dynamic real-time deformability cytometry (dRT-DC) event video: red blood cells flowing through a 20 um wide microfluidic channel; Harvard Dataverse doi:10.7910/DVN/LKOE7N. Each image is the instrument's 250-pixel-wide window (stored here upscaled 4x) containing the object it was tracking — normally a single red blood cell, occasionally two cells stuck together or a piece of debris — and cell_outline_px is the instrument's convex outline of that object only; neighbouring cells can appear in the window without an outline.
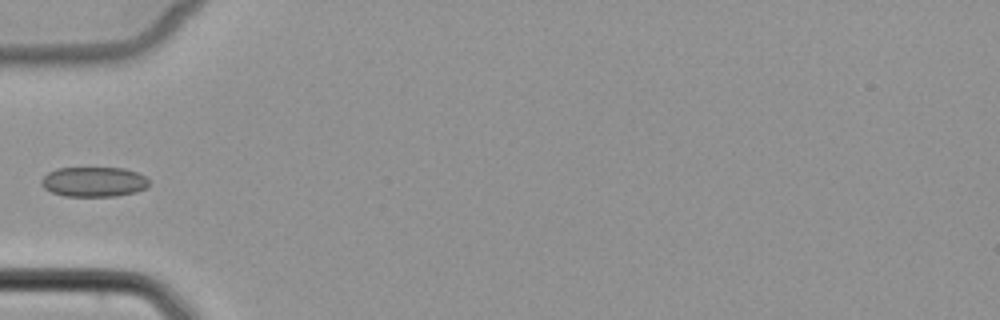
{"species": "common noctule bat (a hibernating species)", "species_latin": "Nyctalus noctula", "temperature_condition": "cold", "stored_images_in_passage": 4, "camera_frame_rate_fps": 3000, "um_per_image_px": 0.085, "animal": {"sex": "female", "body_mass_g": 22.7, "forearm_length_mm": 54.2}, "frame": {"image": 1, "passage_image": 4, "time_ms": 6.333, "image_size_px": [1000, 320], "cell_outline_px": [[148, 184], [144, 188], [136, 192], [116, 196], [64, 196], [52, 192], [44, 188], [40, 184], [40, 180], [48, 172], [56, 168], [124, 168], [136, 172], [144, 176], [148, 180]], "centroid_in_image_um": [7.93, 15.45], "position_along_channel_um": 77.1, "area_um2": 18.73}}